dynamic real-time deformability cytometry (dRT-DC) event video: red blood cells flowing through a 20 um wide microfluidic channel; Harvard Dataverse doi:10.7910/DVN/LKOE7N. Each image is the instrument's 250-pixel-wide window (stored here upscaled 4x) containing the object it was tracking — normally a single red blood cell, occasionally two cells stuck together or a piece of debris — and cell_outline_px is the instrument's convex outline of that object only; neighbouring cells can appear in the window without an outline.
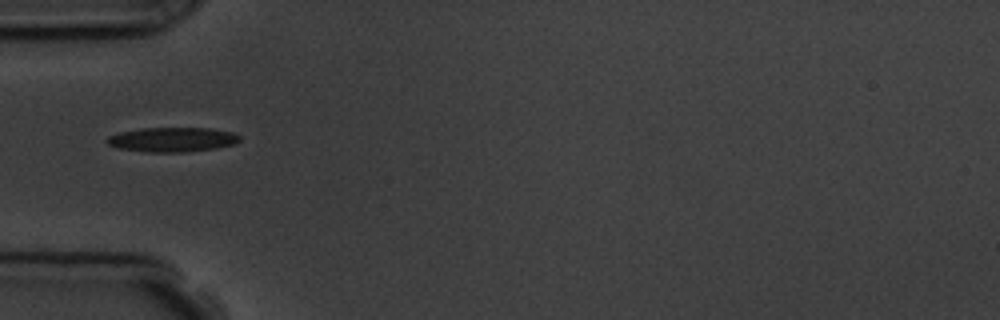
{"species": "common noctule bat (a hibernating species)", "species_latin": "Nyctalus noctula", "temperature_condition": "room temperature", "stored_images_in_passage": 3, "camera_frame_rate_fps": 3000, "um_per_image_px": 0.085, "animal": {"sex": "male", "body_mass_g": 19.5, "forearm_length_mm": 54.6}, "frame": {"image": 1, "passage_image": 1, "time_ms": 0.0, "image_size_px": [1000, 320], "cell_outline_px": [[240, 140], [236, 144], [216, 148], [184, 152], [148, 152], [120, 148], [108, 144], [104, 140], [108, 136], [120, 132], [140, 128], [208, 128], [236, 132], [240, 136]], "centroid_in_image_um": [14.68, 11.86], "position_along_channel_um": 70.3, "area_um2": 19.07}}